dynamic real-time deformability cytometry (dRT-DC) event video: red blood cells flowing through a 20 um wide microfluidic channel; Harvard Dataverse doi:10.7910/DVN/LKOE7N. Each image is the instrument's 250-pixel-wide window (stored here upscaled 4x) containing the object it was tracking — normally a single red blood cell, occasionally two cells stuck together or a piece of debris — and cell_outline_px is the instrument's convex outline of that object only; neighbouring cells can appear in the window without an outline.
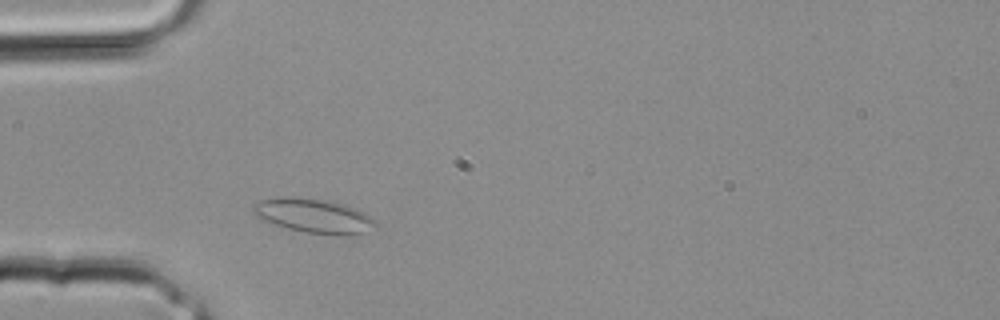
{"species": "common noctule bat (a hibernating species)", "species_latin": "Nyctalus noctula", "temperature_condition": "room temperature", "stored_images_in_passage": 24, "camera_frame_rate_fps": 3000, "um_per_image_px": 0.085, "animal": {"sex": "male", "body_mass_g": 20.4}, "frame": {"image": 1, "passage_image": 4, "time_ms": 1.0, "image_size_px": [1000, 320], "cell_outline_px": [[376, 224], [360, 232], [348, 236], [304, 232], [288, 228], [264, 220], [256, 216], [252, 212], [252, 208], [260, 200], [280, 196], [292, 196], [320, 200], [344, 204], [356, 208], [364, 212]], "centroid_in_image_um": [26.59, 18.33], "position_along_channel_um": 58.4, "area_um2": 23.87}}
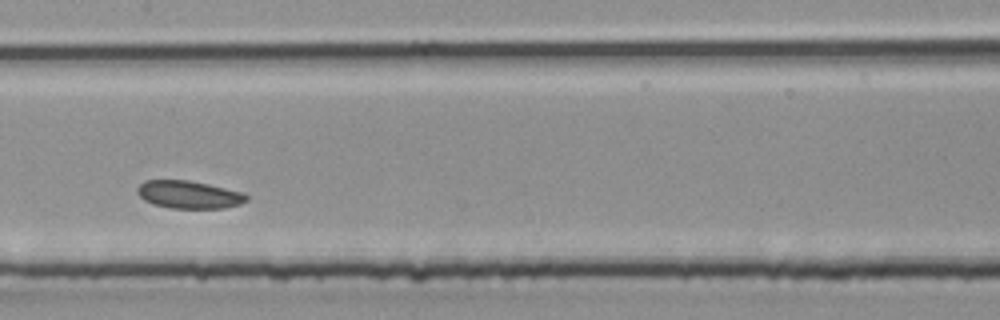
{"frame": {"image": 2, "passage_image": 11, "time_ms": 3.333, "image_size_px": [1000, 320], "cell_outline_px": [[248, 200], [240, 204], [224, 208], [172, 208], [152, 204], [144, 200], [136, 192], [136, 188], [144, 180], [188, 180], [208, 184], [244, 192], [248, 196]], "centroid_in_image_um": [16.05, 16.54], "position_along_channel_um": 191.3, "area_um2": 17.74}}
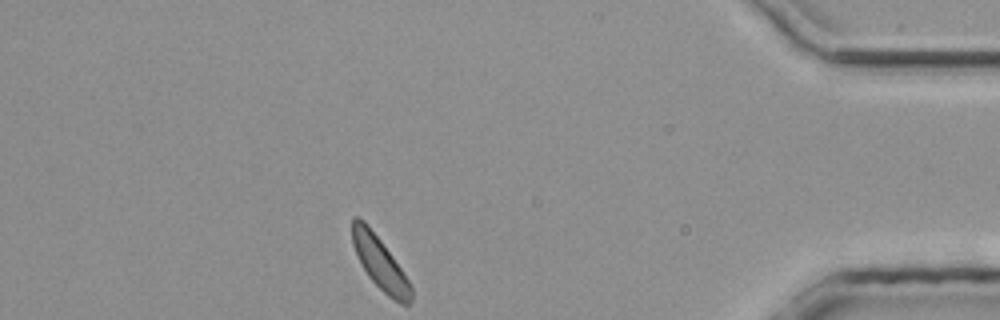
{"frame": {"image": 3, "passage_image": 24, "time_ms": 7.667, "image_size_px": [1000, 320], "cell_outline_px": [[412, 300], [408, 304], [400, 304], [388, 296], [368, 276], [352, 244], [352, 216], [356, 216], [364, 220], [368, 224], [392, 256], [408, 280], [412, 288]], "centroid_in_image_um": [32.29, 22.34], "position_along_channel_um": 402.9, "area_um2": 17.63}}